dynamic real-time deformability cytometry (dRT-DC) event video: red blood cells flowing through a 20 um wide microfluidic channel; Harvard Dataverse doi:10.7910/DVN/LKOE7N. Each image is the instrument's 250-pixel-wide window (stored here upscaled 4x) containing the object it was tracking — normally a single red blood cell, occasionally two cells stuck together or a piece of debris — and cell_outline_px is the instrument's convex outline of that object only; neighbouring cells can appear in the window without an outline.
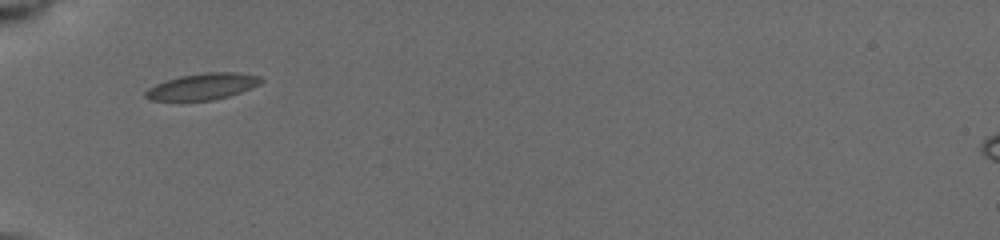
{"species": "common noctule bat (a hibernating species)", "species_latin": "Nyctalus noctula", "temperature_condition": "cold", "stored_images_in_passage": 12, "camera_frame_rate_fps": 3000, "um_per_image_px": 0.085, "animal": {"sex": "female", "body_mass_g": 19.5, "forearm_length_mm": 54.1}, "frame": {"image": 1, "passage_image": 1, "time_ms": 0.0, "image_size_px": [1000, 240], "cell_outline_px": [[264, 80], [260, 84], [240, 92], [228, 96], [212, 100], [148, 100], [144, 96], [144, 92], [148, 88], [156, 84], [180, 76], [204, 72], [240, 72], [260, 76]], "centroid_in_image_um": [17.23, 7.34], "position_along_channel_um": 67.8, "area_um2": 17.69}}
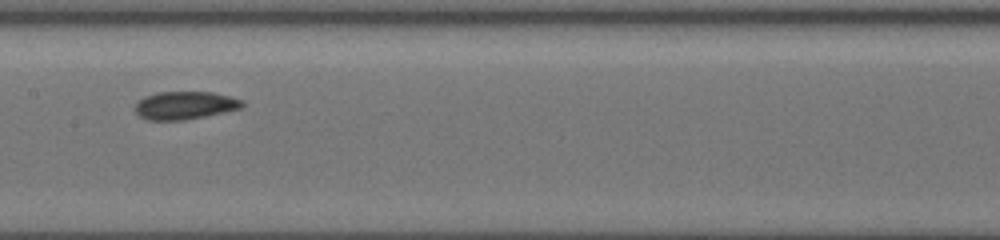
{"frame": {"image": 2, "passage_image": 4, "time_ms": 3.333, "image_size_px": [1000, 240], "cell_outline_px": [[244, 104], [240, 108], [224, 112], [184, 120], [148, 120], [140, 116], [136, 112], [136, 104], [144, 96], [156, 92], [212, 92], [244, 100]], "centroid_in_image_um": [15.71, 8.95], "position_along_channel_um": 191.7, "area_um2": 17.28}}
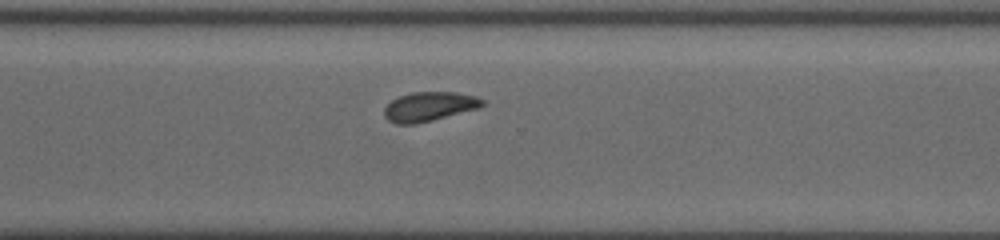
{"frame": {"image": 3, "passage_image": 12, "time_ms": 7.0, "image_size_px": [1000, 240], "cell_outline_px": [[484, 104], [480, 108], [416, 124], [396, 124], [388, 120], [384, 116], [384, 108], [392, 100], [400, 96], [412, 92], [456, 92], [476, 96], [484, 100]], "centroid_in_image_um": [36.49, 9.06], "position_along_channel_um": 334.1, "area_um2": 16.76}}